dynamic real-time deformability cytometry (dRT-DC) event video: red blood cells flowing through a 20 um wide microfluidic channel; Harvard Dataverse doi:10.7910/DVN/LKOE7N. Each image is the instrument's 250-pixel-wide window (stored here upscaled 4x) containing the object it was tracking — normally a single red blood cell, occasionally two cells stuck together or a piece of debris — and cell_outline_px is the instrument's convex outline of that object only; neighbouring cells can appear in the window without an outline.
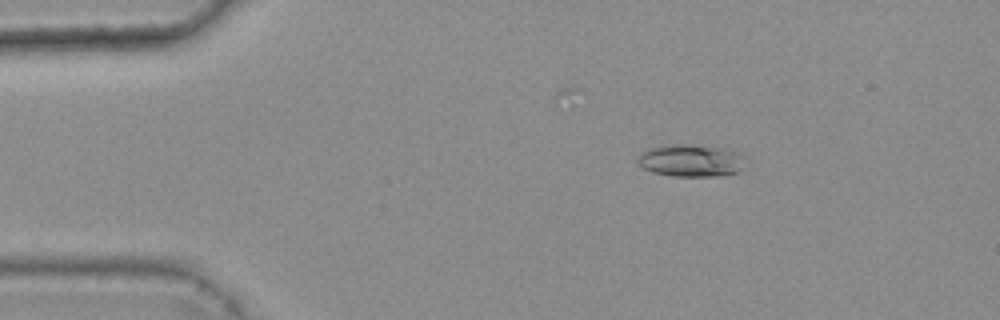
{"species": "common noctule bat (a hibernating species)", "species_latin": "Nyctalus noctula", "temperature_condition": "warm", "stored_images_in_passage": 40, "camera_frame_rate_fps": 3000, "um_per_image_px": 0.085, "animal": {"sex": "female", "body_mass_g": 25.1}, "frame": {"image": 1, "passage_image": 1, "time_ms": 0.0, "image_size_px": [1000, 320], "cell_outline_px": [[744, 156], [740, 168], [736, 172], [716, 176], [672, 176], [652, 172], [644, 168], [636, 160], [648, 148], [676, 144], [688, 144], [712, 148], [732, 152]], "centroid_in_image_um": [58.64, 13.67], "position_along_channel_um": 26.4, "area_um2": 19.42}}
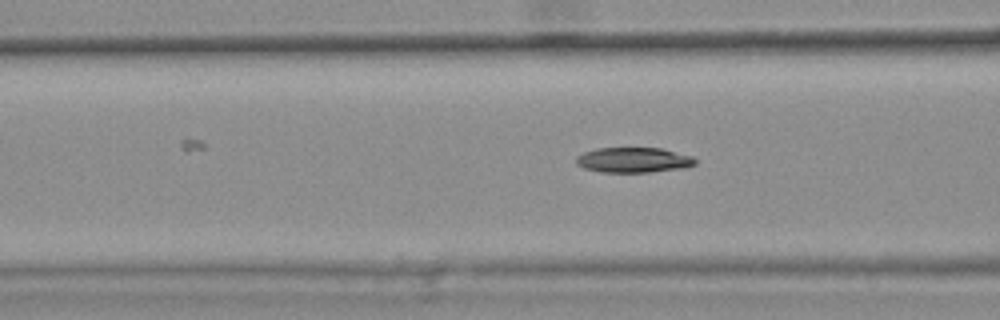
{"frame": {"image": 2, "passage_image": 13, "time_ms": 4.0, "image_size_px": [1000, 320], "cell_outline_px": [[696, 164], [684, 168], [648, 172], [600, 172], [584, 168], [576, 164], [576, 156], [584, 152], [596, 148], [660, 148], [692, 156], [696, 160]], "centroid_in_image_um": [53.83, 13.6], "position_along_channel_um": 112.8, "area_um2": 17.46}}
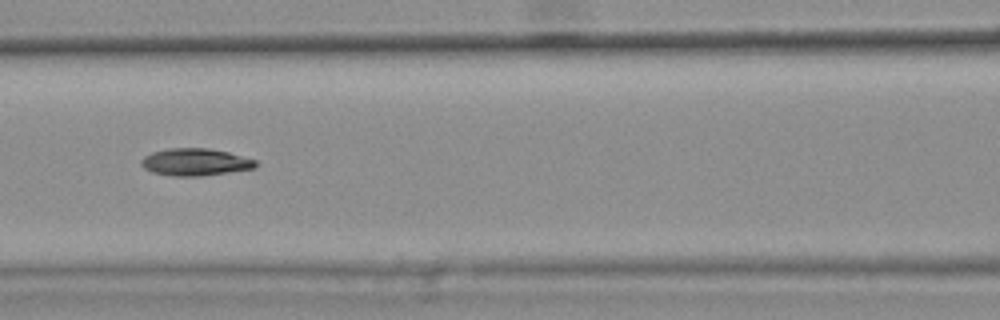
{"frame": {"image": 3, "passage_image": 16, "time_ms": 5.0, "image_size_px": [1000, 320], "cell_outline_px": [[256, 164], [252, 168], [200, 176], [176, 176], [152, 172], [144, 168], [140, 164], [140, 160], [144, 156], [152, 152], [168, 148], [208, 148], [228, 152], [256, 160]], "centroid_in_image_um": [16.53, 13.76], "position_along_channel_um": 150.1, "area_um2": 17.92}, "authors_computed_cell_mechanics": {"area_um2": 17.8891, "velocity_mm_per_s": 3.7094, "shape_relaxation_time_tau1_ms": null, "shape_relaxation_time_tau2_ms": 9.0052, "deformation_change_tau1": null, "deformation_change_tau2": 0.1335}}